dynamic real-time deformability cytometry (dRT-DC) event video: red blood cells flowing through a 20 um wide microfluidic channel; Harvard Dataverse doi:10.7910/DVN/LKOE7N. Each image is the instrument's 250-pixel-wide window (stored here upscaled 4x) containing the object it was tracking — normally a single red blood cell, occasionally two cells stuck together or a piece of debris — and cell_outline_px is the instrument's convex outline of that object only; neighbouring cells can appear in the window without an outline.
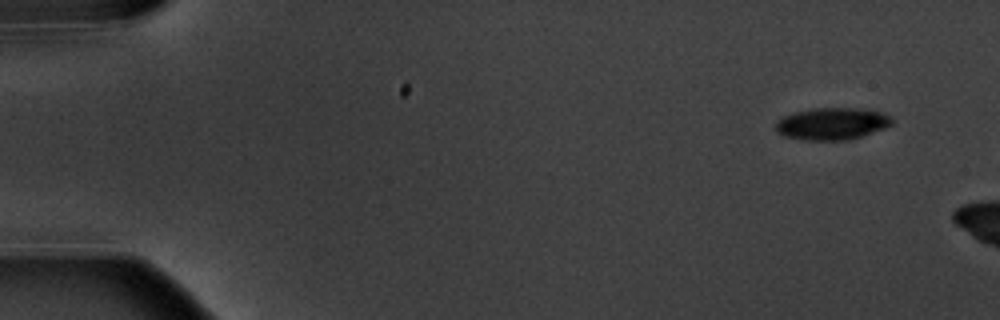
{"species": "common noctule bat (a hibernating species)", "species_latin": "Nyctalus noctula", "temperature_condition": "warm", "stored_images_in_passage": 4, "camera_frame_rate_fps": 3000, "um_per_image_px": 0.085, "animal": {"sex": "male", "body_mass_g": 20.1, "forearm_length_mm": 53.5}, "frame": {"image": 1, "passage_image": 2, "time_ms": 1.333, "image_size_px": [1000, 320], "cell_outline_px": [[892, 124], [884, 128], [848, 140], [804, 140], [784, 136], [776, 132], [776, 120], [792, 112], [812, 108], [852, 108], [884, 112], [892, 116]], "centroid_in_image_um": [70.69, 10.51], "position_along_channel_um": 14.3, "area_um2": 21.79}}